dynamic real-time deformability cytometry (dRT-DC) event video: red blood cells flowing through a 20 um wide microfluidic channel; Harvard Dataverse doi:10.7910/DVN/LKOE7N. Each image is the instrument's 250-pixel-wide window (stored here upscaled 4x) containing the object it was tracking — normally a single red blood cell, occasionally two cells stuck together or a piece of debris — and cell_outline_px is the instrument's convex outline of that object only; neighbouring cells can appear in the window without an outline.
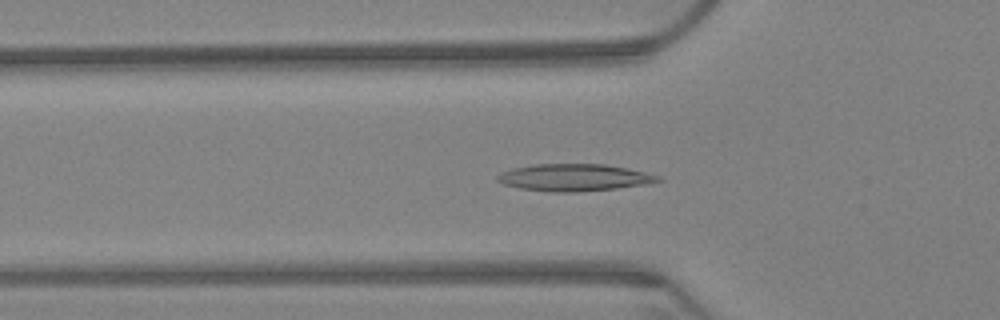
{"species": "Egyptian fruit bat (a non-hibernating species)", "species_latin": "Rousettus aegyptiacus", "temperature_condition": "warm", "stored_images_in_passage": 64, "camera_frame_rate_fps": 3000, "um_per_image_px": 0.085, "animal": {"sex": "female"}, "frame": {"image": 1, "passage_image": 22, "time_ms": 7.0, "image_size_px": [1000, 320], "cell_outline_px": [[664, 180], [648, 184], [616, 188], [576, 192], [552, 192], [520, 188], [504, 184], [496, 180], [496, 176], [500, 172], [512, 168], [532, 164], [604, 164], [644, 172], [660, 176]], "centroid_in_image_um": [48.78, 15.09], "position_along_channel_um": 77.0, "area_um2": 25.32}}
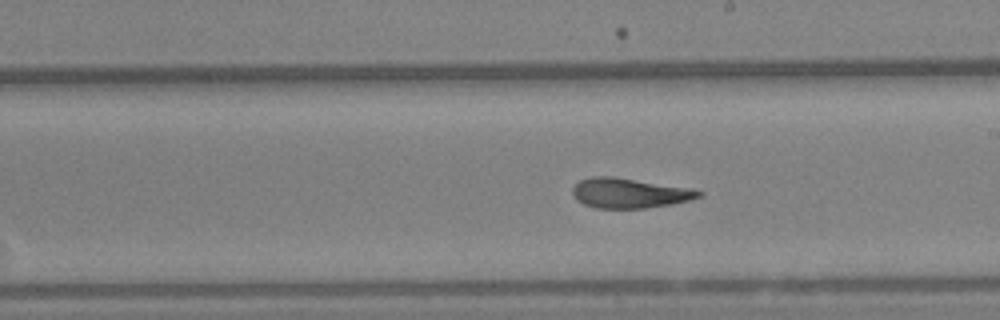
{"frame": {"image": 2, "passage_image": 37, "time_ms": 12.0, "image_size_px": [1000, 320], "cell_outline_px": [[704, 192], [700, 196], [688, 200], [672, 204], [648, 208], [596, 208], [584, 204], [576, 200], [572, 192], [572, 188], [580, 180], [592, 176], [612, 176], [692, 188]], "centroid_in_image_um": [53.49, 16.41], "position_along_channel_um": 235.5, "area_um2": 22.02}}
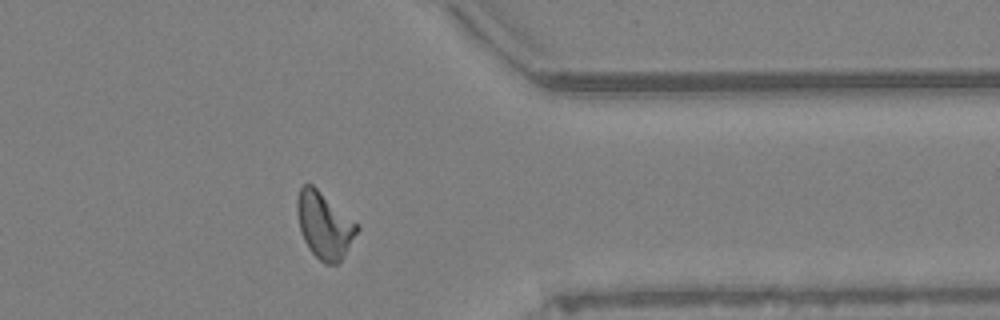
{"frame": {"image": 3, "passage_image": 52, "time_ms": 17.0, "image_size_px": [1000, 320], "cell_outline_px": [[360, 228], [340, 260], [336, 264], [324, 264], [308, 248], [304, 240], [300, 228], [296, 212], [296, 200], [300, 188], [304, 184], [312, 184], [360, 224]], "centroid_in_image_um": [27.57, 19.12], "position_along_channel_um": 383.8, "area_um2": 23.12}, "authors_computed_cell_mechanics": {"area_um2": 22.4842, "velocity_mm_per_s": 3.1764, "shape_relaxation_time_tau1_ms": null, "shape_relaxation_time_tau2_ms": 2.0006, "deformation_change_tau1": null, "deformation_change_tau2": 0.0972}}